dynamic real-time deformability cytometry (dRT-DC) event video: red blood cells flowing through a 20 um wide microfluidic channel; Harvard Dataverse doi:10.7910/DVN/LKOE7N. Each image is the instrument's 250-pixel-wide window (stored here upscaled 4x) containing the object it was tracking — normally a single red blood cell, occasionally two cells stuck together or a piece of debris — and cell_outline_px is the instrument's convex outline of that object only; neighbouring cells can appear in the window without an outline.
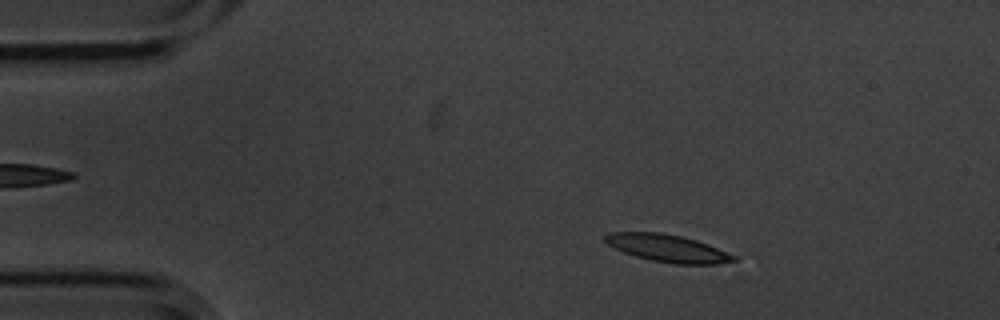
{"species": "common noctule bat (a hibernating species)", "species_latin": "Nyctalus noctula", "temperature_condition": "cold", "stored_images_in_passage": 4, "camera_frame_rate_fps": 3000, "um_per_image_px": 0.085, "animal": {"sex": "male", "body_mass_g": 20.1, "forearm_length_mm": 53.5}, "frame": {"image": 1, "passage_image": 2, "time_ms": 0.333, "image_size_px": [1000, 320], "cell_outline_px": [[736, 260], [716, 264], [676, 264], [652, 260], [636, 256], [624, 252], [608, 244], [604, 240], [604, 236], [608, 232], [660, 232], [680, 236], [696, 240], [708, 244], [736, 256]], "centroid_in_image_um": [56.73, 21.09], "position_along_channel_um": 28.3, "area_um2": 20.29}}
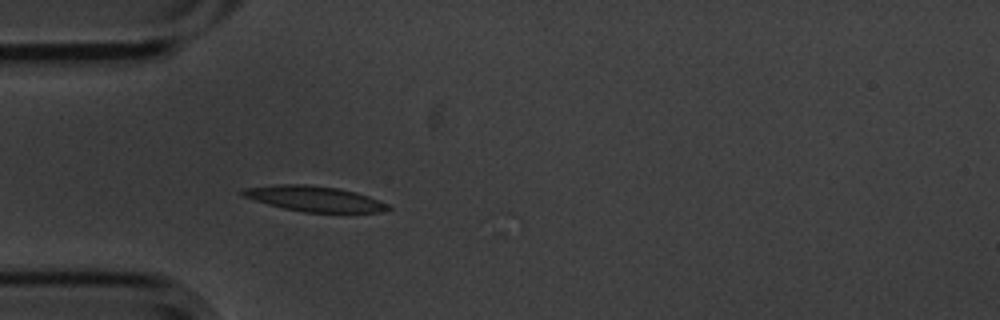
{"frame": {"image": 2, "passage_image": 4, "time_ms": 1.0, "image_size_px": [1000, 320], "cell_outline_px": [[392, 208], [380, 212], [304, 212], [284, 208], [268, 204], [244, 196], [240, 192], [244, 188], [276, 184], [308, 184], [340, 188], [356, 192], [368, 196], [388, 204]], "centroid_in_image_um": [26.74, 16.88], "position_along_channel_um": 58.3, "area_um2": 21.39}}